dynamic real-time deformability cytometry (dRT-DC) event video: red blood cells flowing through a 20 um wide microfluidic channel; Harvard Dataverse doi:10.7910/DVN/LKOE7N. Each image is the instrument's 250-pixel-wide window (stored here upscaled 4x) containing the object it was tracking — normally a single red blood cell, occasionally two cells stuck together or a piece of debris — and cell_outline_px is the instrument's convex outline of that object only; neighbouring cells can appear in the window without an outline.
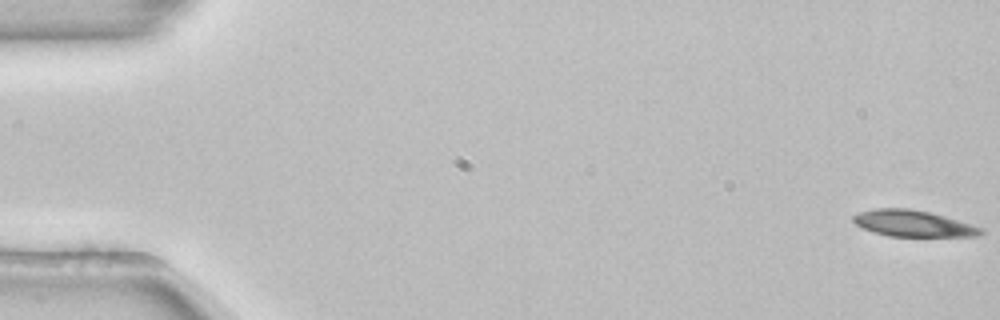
{"species": "common noctule bat (a hibernating species)", "species_latin": "Nyctalus noctula", "temperature_condition": "room temperature", "stored_images_in_passage": 54, "camera_frame_rate_fps": 3000, "um_per_image_px": 0.085, "animal": {"sex": "female", "body_mass_g": 22.7, "forearm_length_mm": 54.2}, "frame": {"image": 1, "passage_image": 1, "time_ms": 0.0, "image_size_px": [1000, 320], "cell_outline_px": [[984, 232], [980, 236], [888, 236], [872, 232], [856, 224], [852, 220], [852, 216], [860, 212], [876, 208], [908, 208], [928, 212], [944, 216], [980, 228]], "centroid_in_image_um": [77.55, 19.0], "position_along_channel_um": 7.4, "area_um2": 19.25}}
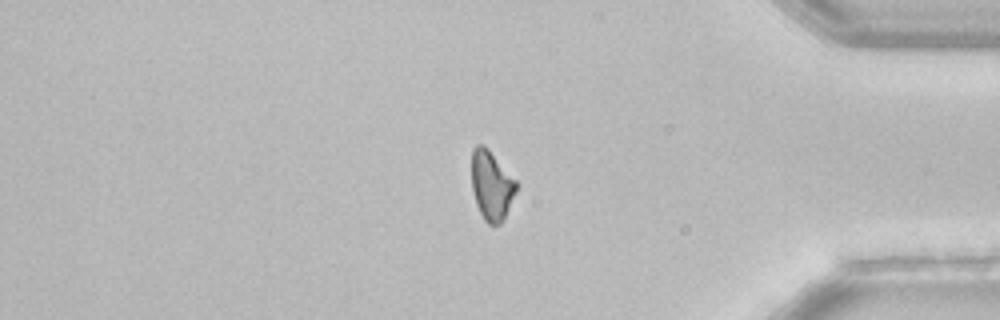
{"frame": {"image": 2, "passage_image": 45, "time_ms": 14.667, "image_size_px": [1000, 320], "cell_outline_px": [[516, 192], [504, 220], [500, 224], [488, 224], [484, 220], [476, 204], [472, 192], [472, 148], [476, 144], [484, 144], [488, 148], [516, 180]], "centroid_in_image_um": [41.77, 15.75], "position_along_channel_um": 393.4, "area_um2": 18.15}}
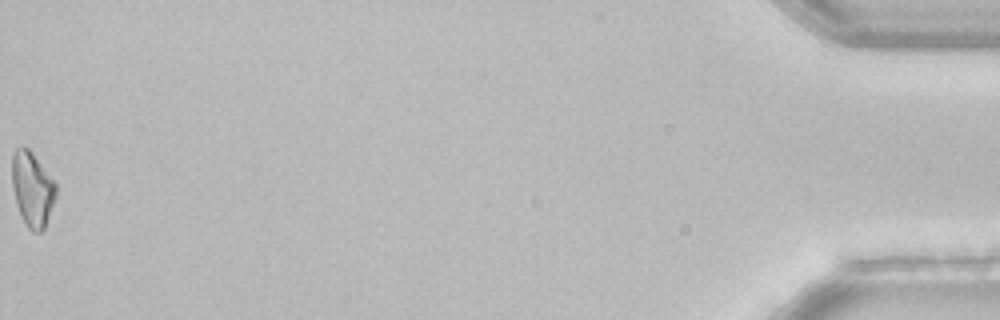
{"frame": {"image": 3, "passage_image": 54, "time_ms": 17.667, "image_size_px": [1000, 320], "cell_outline_px": [[56, 196], [44, 228], [40, 232], [32, 232], [28, 228], [20, 216], [16, 204], [12, 188], [12, 152], [16, 148], [28, 148], [32, 152], [56, 184]], "centroid_in_image_um": [2.72, 16.09], "position_along_channel_um": 432.5, "area_um2": 19.02}, "authors_computed_cell_mechanics": {"area_um2": 20.0277, "velocity_mm_per_s": 3.8801, "shape_relaxation_time_tau1_ms": 1.537, "shape_relaxation_time_tau2_ms": null, "deformation_change_tau1": 0.0947, "deformation_change_tau2": null}}